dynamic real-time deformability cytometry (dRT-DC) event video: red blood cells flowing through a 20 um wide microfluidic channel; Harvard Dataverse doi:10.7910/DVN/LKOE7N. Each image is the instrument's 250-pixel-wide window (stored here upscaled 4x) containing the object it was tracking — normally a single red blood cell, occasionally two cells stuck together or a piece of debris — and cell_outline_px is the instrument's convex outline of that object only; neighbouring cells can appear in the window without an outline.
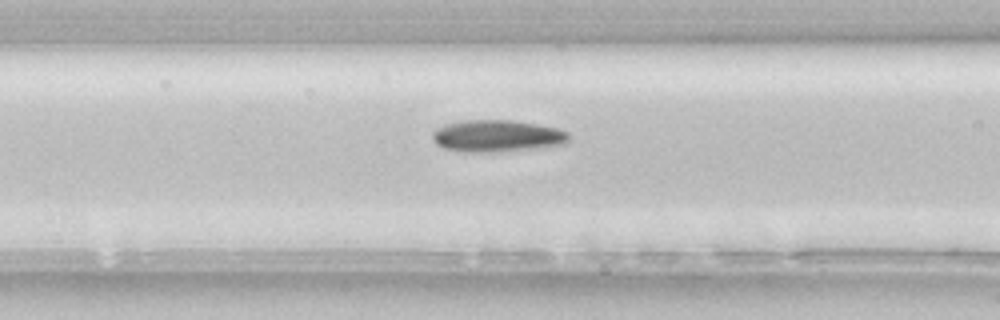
{"species": "common noctule bat (a hibernating species)", "species_latin": "Nyctalus noctula", "temperature_condition": "room temperature", "stored_images_in_passage": 5, "camera_frame_rate_fps": 3000, "um_per_image_px": 0.085, "animal": {"sex": "female", "body_mass_g": 22.7, "forearm_length_mm": 54.2}, "frame": {"image": 1, "passage_image": 5, "time_ms": 1.333, "image_size_px": [1000, 320], "cell_outline_px": [[568, 140], [564, 144], [532, 148], [492, 152], [468, 152], [444, 148], [436, 144], [432, 136], [432, 132], [436, 128], [448, 124], [464, 120], [512, 120], [536, 124], [556, 128], [568, 132]], "centroid_in_image_um": [42.22, 11.55], "position_along_channel_um": 124.4, "area_um2": 25.03}}